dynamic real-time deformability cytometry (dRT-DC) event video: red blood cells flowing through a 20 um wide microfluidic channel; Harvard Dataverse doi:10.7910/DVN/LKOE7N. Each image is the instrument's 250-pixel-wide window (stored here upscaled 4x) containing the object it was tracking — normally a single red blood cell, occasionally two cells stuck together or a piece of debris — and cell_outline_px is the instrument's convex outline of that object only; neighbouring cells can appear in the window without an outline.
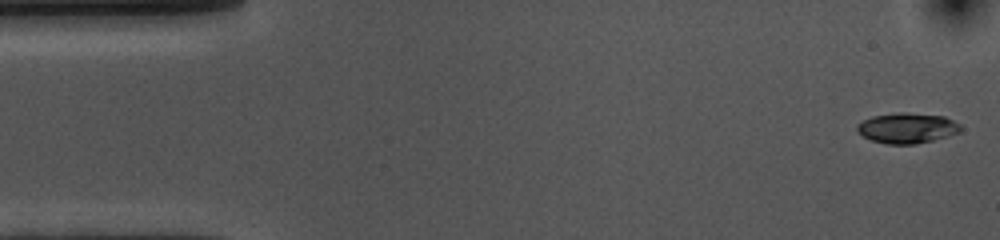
{"species": "common noctule bat (a hibernating species)", "species_latin": "Nyctalus noctula", "temperature_condition": "cold", "stored_images_in_passage": 53, "camera_frame_rate_fps": 3000, "um_per_image_px": 0.085, "animal": {"sex": "female", "body_mass_g": 10.0, "forearm_length_mm": 53.1}, "frame": {"image": 1, "passage_image": 1, "time_ms": 0.0, "image_size_px": [1000, 240], "cell_outline_px": [[960, 132], [948, 136], [916, 144], [888, 144], [872, 140], [856, 132], [856, 124], [872, 116], [900, 112], [904, 112], [944, 116], [960, 124]], "centroid_in_image_um": [77.08, 10.88], "position_along_channel_um": 7.9, "area_um2": 18.26}}
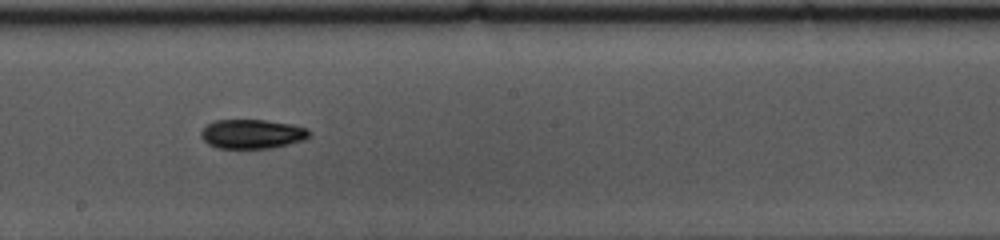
{"frame": {"image": 2, "passage_image": 28, "time_ms": 9.0, "image_size_px": [1000, 240], "cell_outline_px": [[312, 132], [304, 140], [288, 144], [268, 148], [216, 148], [208, 144], [200, 136], [200, 132], [208, 124], [216, 120], [264, 120], [292, 124], [308, 128]], "centroid_in_image_um": [21.44, 11.38], "position_along_channel_um": 226.8, "area_um2": 18.44}}
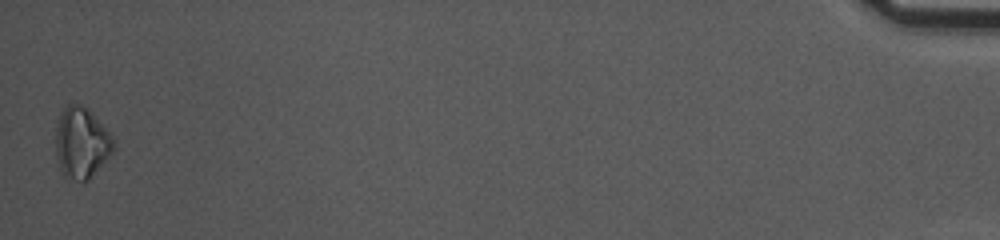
{"frame": {"image": 3, "passage_image": 53, "time_ms": 17.333, "image_size_px": [1000, 240], "cell_outline_px": [[116, 144], [112, 152], [88, 180], [80, 180], [64, 172], [60, 168], [56, 156], [56, 128], [60, 112], [68, 104], [80, 104], [88, 108], [116, 140]], "centroid_in_image_um": [6.94, 12.07], "position_along_channel_um": 428.3, "area_um2": 23.47}, "authors_computed_cell_mechanics": {"area_um2": 18.3226, "velocity_mm_per_s": 3.623, "shape_relaxation_time_tau1_ms": 2.7304, "shape_relaxation_time_tau2_ms": null, "deformation_change_tau1": 0.0993, "deformation_change_tau2": null}}